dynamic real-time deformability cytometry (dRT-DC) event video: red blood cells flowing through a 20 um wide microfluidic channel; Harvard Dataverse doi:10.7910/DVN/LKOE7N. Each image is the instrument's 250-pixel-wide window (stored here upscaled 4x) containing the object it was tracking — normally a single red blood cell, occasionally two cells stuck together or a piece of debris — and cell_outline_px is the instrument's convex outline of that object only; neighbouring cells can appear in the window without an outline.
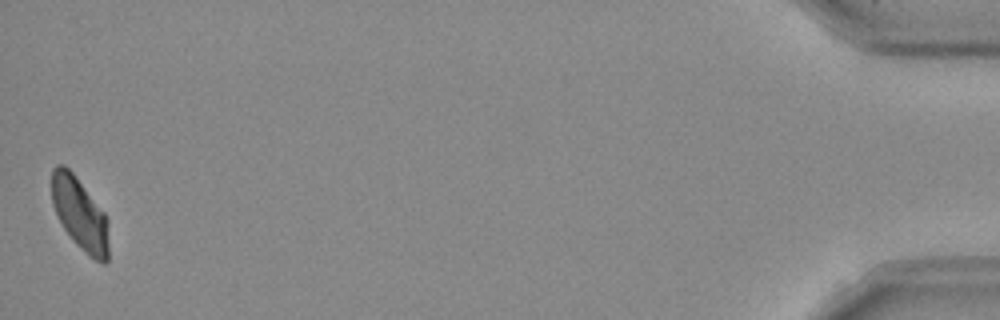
{"species": "Egyptian fruit bat (a non-hibernating species)", "species_latin": "Rousettus aegyptiacus", "temperature_condition": "room temperature", "stored_images_in_passage": 39, "camera_frame_rate_fps": 3000, "um_per_image_px": 0.085, "frame": {"image": 1, "passage_image": 39, "time_ms": 12.667, "image_size_px": [1000, 320], "cell_outline_px": [[108, 260], [104, 264], [88, 256], [72, 240], [64, 228], [52, 204], [52, 168], [56, 164], [64, 164], [72, 172], [104, 212], [108, 220]], "centroid_in_image_um": [6.79, 18.19], "position_along_channel_um": 428.4, "area_um2": 23.93}, "authors_computed_cell_mechanics": {"area_um2": 25.4898, "velocity_mm_per_s": 3.9293, "shape_relaxation_time_tau1_ms": 10.4585, "shape_relaxation_time_tau2_ms": 4.4491, "deformation_change_tau1": 0.1945, "deformation_change_tau2": 0.0915}}